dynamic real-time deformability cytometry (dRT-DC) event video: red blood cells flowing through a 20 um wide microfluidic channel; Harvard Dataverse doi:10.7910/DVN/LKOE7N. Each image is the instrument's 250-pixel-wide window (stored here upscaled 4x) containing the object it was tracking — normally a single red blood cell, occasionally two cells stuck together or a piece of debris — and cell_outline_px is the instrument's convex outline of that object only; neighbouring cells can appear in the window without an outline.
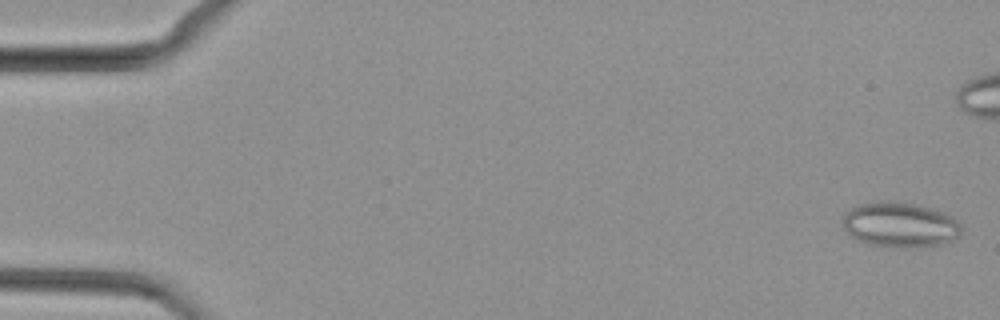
{"species": "common noctule bat (a hibernating species)", "species_latin": "Nyctalus noctula", "temperature_condition": "cold", "stored_images_in_passage": 16, "camera_frame_rate_fps": 3000, "um_per_image_px": 0.085, "animal": {"sex": "female", "body_mass_g": 29.2, "forearm_length_mm": 56.3}, "frame": {"image": 1, "passage_image": 1, "time_ms": 0.0, "image_size_px": [1000, 320], "cell_outline_px": [[960, 236], [944, 244], [896, 248], [868, 244], [856, 240], [844, 228], [844, 212], [860, 204], [880, 200], [884, 200], [916, 204], [944, 212], [956, 220], [960, 224]], "centroid_in_image_um": [76.49, 19.1], "position_along_channel_um": 8.5, "area_um2": 31.15}}